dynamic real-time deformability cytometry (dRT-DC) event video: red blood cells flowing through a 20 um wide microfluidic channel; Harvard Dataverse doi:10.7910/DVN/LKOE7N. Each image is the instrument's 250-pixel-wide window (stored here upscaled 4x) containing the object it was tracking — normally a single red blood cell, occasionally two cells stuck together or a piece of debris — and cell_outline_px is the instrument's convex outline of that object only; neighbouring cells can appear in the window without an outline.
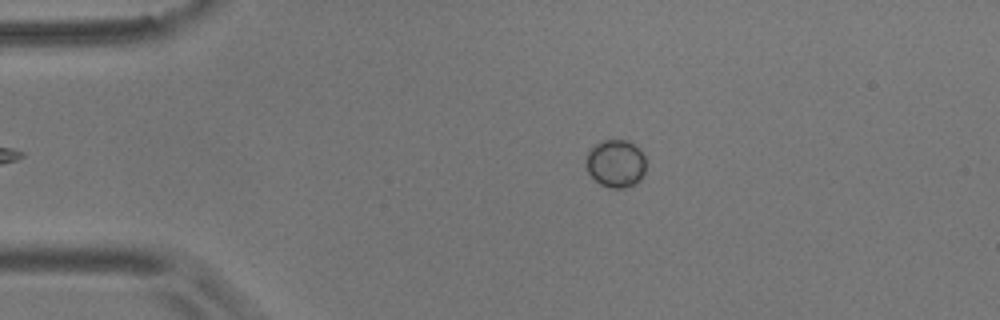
{"species": "common noctule bat (a hibernating species)", "species_latin": "Nyctalus noctula", "temperature_condition": "room temperature", "stored_images_in_passage": 9, "camera_frame_rate_fps": 3000, "um_per_image_px": 0.085, "animal": {"sex": "male", "body_mass_g": 17.9}, "frame": {"image": 1, "passage_image": 2, "time_ms": 0.333, "image_size_px": [1000, 320], "cell_outline_px": [[644, 172], [640, 180], [636, 184], [624, 188], [608, 188], [600, 184], [588, 172], [584, 160], [588, 152], [596, 144], [604, 140], [624, 140], [640, 148], [644, 156]], "centroid_in_image_um": [52.32, 13.91], "position_along_channel_um": 32.7, "area_um2": 16.65}}
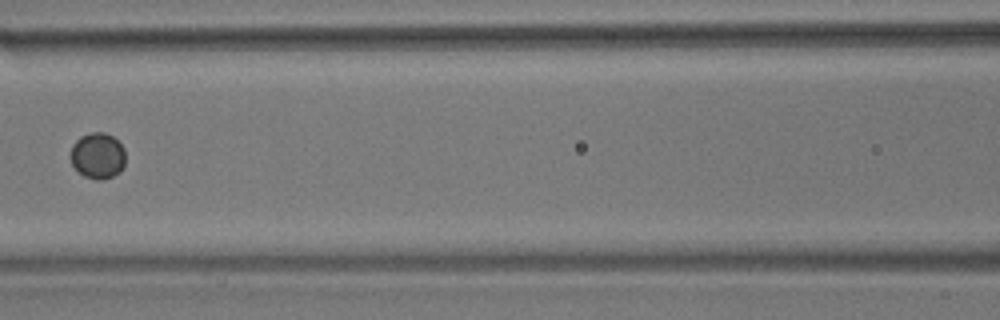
{"frame": {"image": 2, "passage_image": 6, "time_ms": 1.667, "image_size_px": [1000, 320], "cell_outline_px": [[124, 164], [120, 172], [104, 180], [96, 180], [84, 176], [72, 164], [68, 156], [72, 144], [80, 136], [92, 132], [104, 132], [112, 136], [124, 148]], "centroid_in_image_um": [8.27, 13.23], "position_along_channel_um": 158.3, "area_um2": 14.85}}
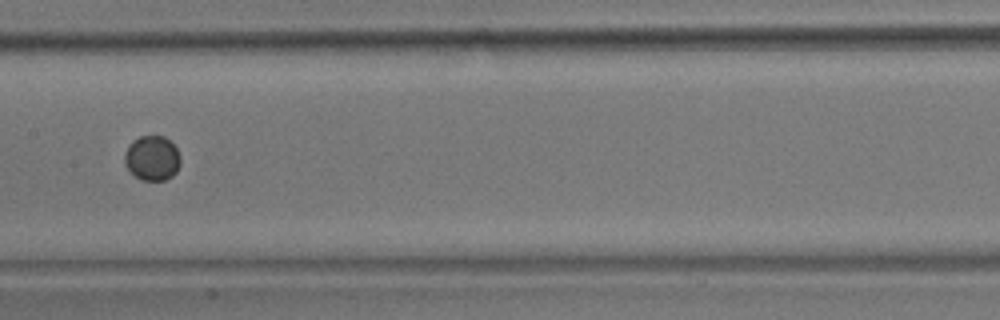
{"frame": {"image": 3, "passage_image": 7, "time_ms": 2.0, "image_size_px": [1000, 320], "cell_outline_px": [[180, 164], [176, 172], [172, 176], [164, 180], [140, 180], [124, 164], [124, 152], [132, 140], [140, 136], [164, 136], [176, 148], [180, 156]], "centroid_in_image_um": [12.92, 13.44], "position_along_channel_um": 194.5, "area_um2": 14.57}}